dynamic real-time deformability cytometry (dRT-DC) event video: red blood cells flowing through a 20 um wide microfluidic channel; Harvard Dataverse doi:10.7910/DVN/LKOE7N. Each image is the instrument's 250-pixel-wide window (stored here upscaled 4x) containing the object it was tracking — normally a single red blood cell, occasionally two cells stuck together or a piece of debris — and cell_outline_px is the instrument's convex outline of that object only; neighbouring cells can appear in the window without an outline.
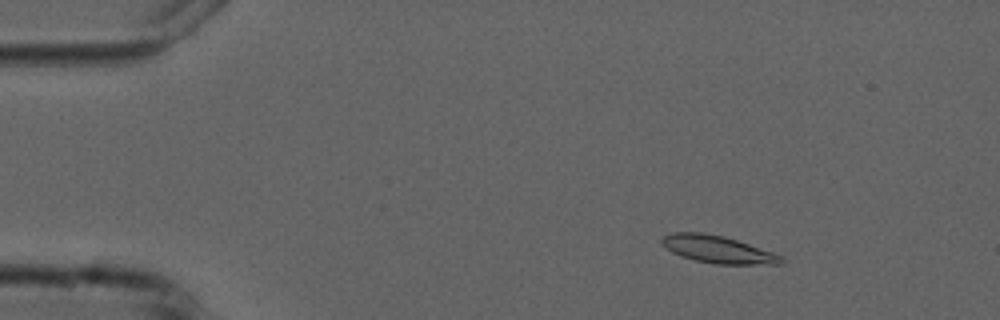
{"species": "common noctule bat (a hibernating species)", "species_latin": "Nyctalus noctula", "temperature_condition": "cold", "stored_images_in_passage": 5, "camera_frame_rate_fps": 3000, "um_per_image_px": 0.085, "animal": {"sex": "male", "forearm_length_mm": 52.5}, "frame": {"image": 1, "passage_image": 3, "time_ms": 2.0, "image_size_px": [1000, 320], "cell_outline_px": [[784, 264], [716, 264], [696, 260], [680, 256], [672, 252], [660, 240], [664, 236], [672, 232], [704, 232], [724, 236], [784, 256]], "centroid_in_image_um": [61.04, 21.2], "position_along_channel_um": 24.0, "area_um2": 18.9}}
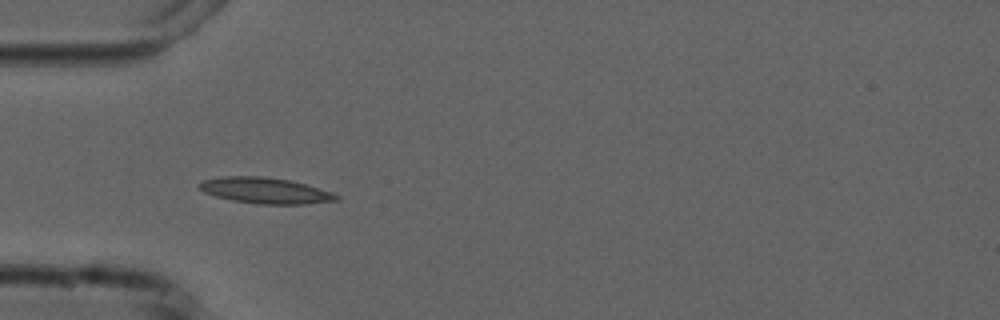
{"frame": {"image": 2, "passage_image": 5, "time_ms": 5.0, "image_size_px": [1000, 320], "cell_outline_px": [[340, 200], [308, 204], [256, 204], [232, 200], [216, 196], [204, 192], [196, 184], [200, 180], [224, 176], [264, 176], [288, 180], [304, 184], [332, 192], [340, 196]], "centroid_in_image_um": [22.53, 16.2], "position_along_channel_um": 62.5, "area_um2": 20.81}}